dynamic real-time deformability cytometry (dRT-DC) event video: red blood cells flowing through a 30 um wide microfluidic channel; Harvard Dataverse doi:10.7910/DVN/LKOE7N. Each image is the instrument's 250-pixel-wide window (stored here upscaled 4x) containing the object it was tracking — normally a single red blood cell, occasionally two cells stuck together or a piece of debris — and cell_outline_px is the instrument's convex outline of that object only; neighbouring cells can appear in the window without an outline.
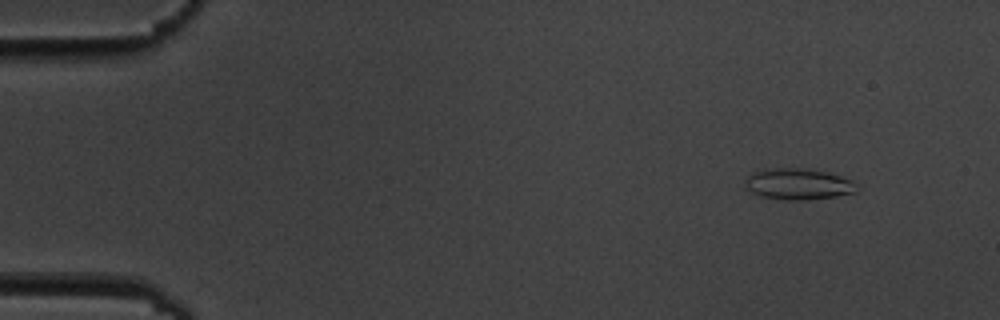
{"species": "common noctule bat (a hibernating species)", "species_latin": "Nyctalus noctula", "temperature_condition": "cold", "stored_images_in_passage": 6, "camera_frame_rate_fps": 3000, "um_per_image_px": 0.085, "animal": {"sex": "male", "body_mass_g": 19.5, "forearm_length_mm": 54.6}, "frame": {"image": 1, "passage_image": 2, "time_ms": 1.0, "image_size_px": [1000, 320], "cell_outline_px": [[856, 192], [836, 196], [808, 200], [784, 200], [760, 196], [752, 192], [744, 184], [748, 176], [752, 172], [764, 168], [804, 168], [828, 172], [852, 180], [856, 184]], "centroid_in_image_um": [67.83, 15.64], "position_along_channel_um": 17.2, "area_um2": 20.4}}
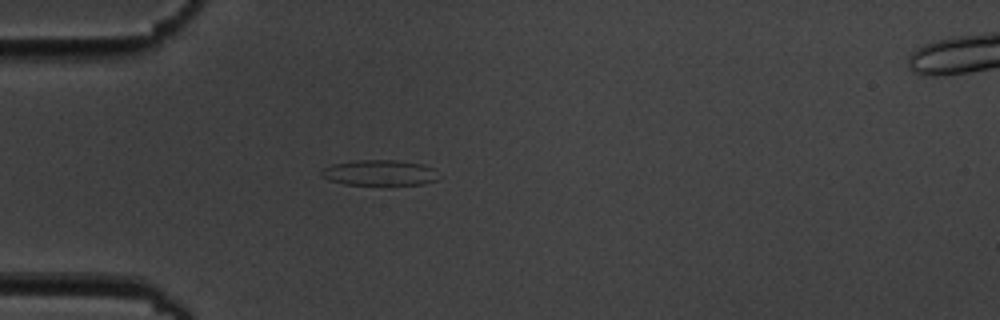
{"frame": {"image": 2, "passage_image": 5, "time_ms": 4.667, "image_size_px": [1000, 320], "cell_outline_px": [[444, 176], [440, 180], [424, 184], [344, 184], [328, 180], [320, 176], [320, 172], [324, 168], [332, 164], [356, 160], [396, 160], [424, 164], [432, 168]], "centroid_in_image_um": [32.33, 14.68], "position_along_channel_um": 52.7, "area_um2": 17.74}}